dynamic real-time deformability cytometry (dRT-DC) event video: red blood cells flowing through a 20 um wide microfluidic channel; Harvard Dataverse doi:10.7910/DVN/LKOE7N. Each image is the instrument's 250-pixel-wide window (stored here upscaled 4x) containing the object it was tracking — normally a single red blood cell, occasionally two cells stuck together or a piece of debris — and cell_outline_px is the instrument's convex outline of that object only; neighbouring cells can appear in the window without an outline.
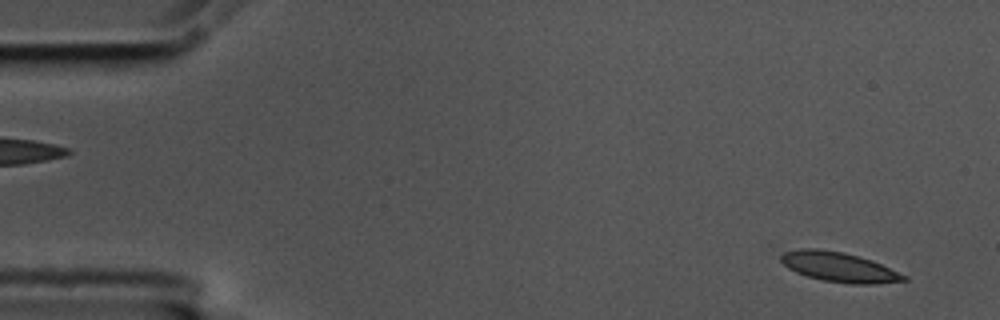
{"species": "common noctule bat (a hibernating species)", "species_latin": "Nyctalus noctula", "temperature_condition": "cold", "stored_images_in_passage": 55, "camera_frame_rate_fps": 3000, "um_per_image_px": 0.085, "animal": {"sex": "male", "body_mass_g": 17.5, "forearm_length_mm": 52.3}, "frame": {"image": 1, "passage_image": 3, "time_ms": 0.667, "image_size_px": [1000, 320], "cell_outline_px": [[908, 280], [876, 284], [852, 284], [824, 280], [808, 276], [796, 272], [788, 268], [780, 260], [780, 256], [784, 252], [800, 248], [816, 248], [844, 252], [872, 260], [908, 276]], "centroid_in_image_um": [71.33, 22.69], "position_along_channel_um": 13.7, "area_um2": 21.27}}
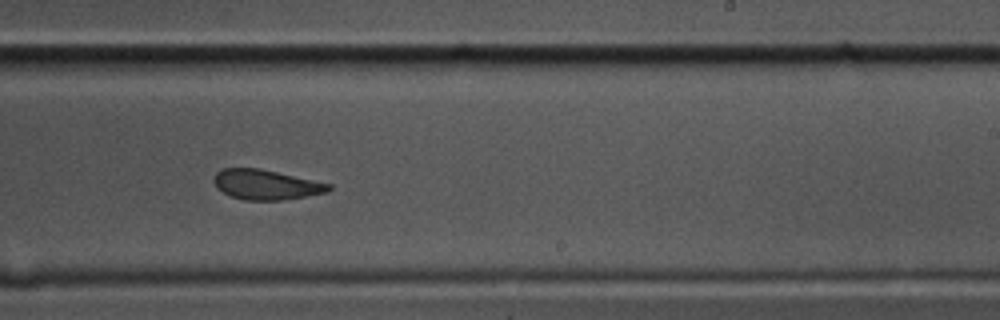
{"frame": {"image": 2, "passage_image": 34, "time_ms": 11.0, "image_size_px": [1000, 320], "cell_outline_px": [[332, 188], [328, 192], [284, 200], [244, 200], [232, 196], [216, 188], [212, 180], [212, 176], [220, 168], [260, 168], [332, 184]], "centroid_in_image_um": [22.59, 15.68], "position_along_channel_um": 266.4, "area_um2": 20.23}}
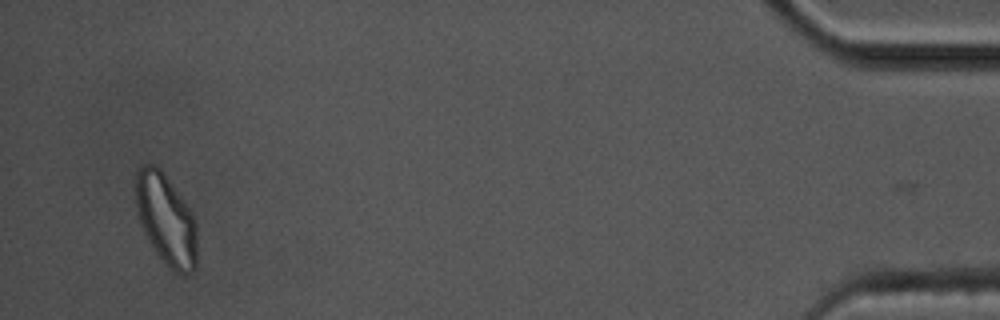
{"frame": {"image": 3, "passage_image": 54, "time_ms": 17.667, "image_size_px": [1000, 320], "cell_outline_px": [[196, 268], [192, 272], [184, 276], [176, 272], [156, 252], [148, 240], [140, 224], [136, 212], [136, 172], [140, 164], [152, 164], [160, 168], [180, 196], [188, 208], [196, 224]], "centroid_in_image_um": [14.09, 18.65], "position_along_channel_um": 421.1, "area_um2": 32.14}, "authors_computed_cell_mechanics": {"area_um2": 21.3282, "velocity_mm_per_s": 3.5223, "shape_relaxation_time_tau1_ms": 5.727, "shape_relaxation_time_tau2_ms": 1.8183, "deformation_change_tau1": 0.1546, "deformation_change_tau2": 0.0684}}